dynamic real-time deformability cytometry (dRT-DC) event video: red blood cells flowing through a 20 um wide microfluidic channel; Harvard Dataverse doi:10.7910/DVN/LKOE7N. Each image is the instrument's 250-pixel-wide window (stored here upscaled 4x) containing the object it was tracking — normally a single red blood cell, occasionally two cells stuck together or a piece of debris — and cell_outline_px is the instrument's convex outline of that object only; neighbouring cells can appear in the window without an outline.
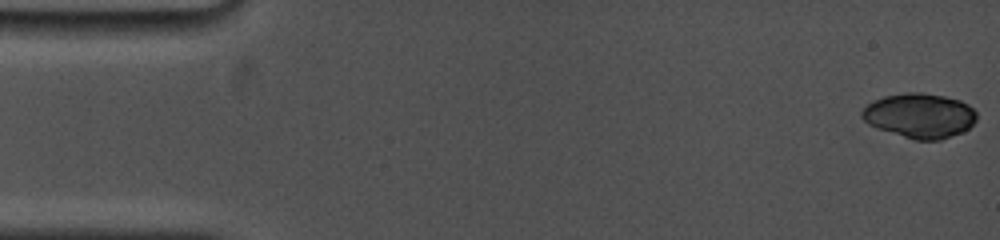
{"species": "common noctule bat (a hibernating species)", "species_latin": "Nyctalus noctula", "temperature_condition": "cold", "stored_images_in_passage": 10, "camera_frame_rate_fps": 5000, "um_per_image_px": 0.085, "animal": {"sex": "female", "body_mass_g": 19.0, "forearm_length_mm": 53.3}, "frame": {"image": 1, "passage_image": 1, "time_ms": 0.0, "image_size_px": [1000, 240], "cell_outline_px": [[976, 120], [964, 132], [940, 140], [916, 140], [876, 128], [868, 124], [860, 116], [860, 112], [872, 100], [884, 96], [904, 92], [920, 92], [944, 96], [960, 100], [968, 104], [976, 112]], "centroid_in_image_um": [78.16, 9.82], "position_along_channel_um": 6.8, "area_um2": 30.06}}